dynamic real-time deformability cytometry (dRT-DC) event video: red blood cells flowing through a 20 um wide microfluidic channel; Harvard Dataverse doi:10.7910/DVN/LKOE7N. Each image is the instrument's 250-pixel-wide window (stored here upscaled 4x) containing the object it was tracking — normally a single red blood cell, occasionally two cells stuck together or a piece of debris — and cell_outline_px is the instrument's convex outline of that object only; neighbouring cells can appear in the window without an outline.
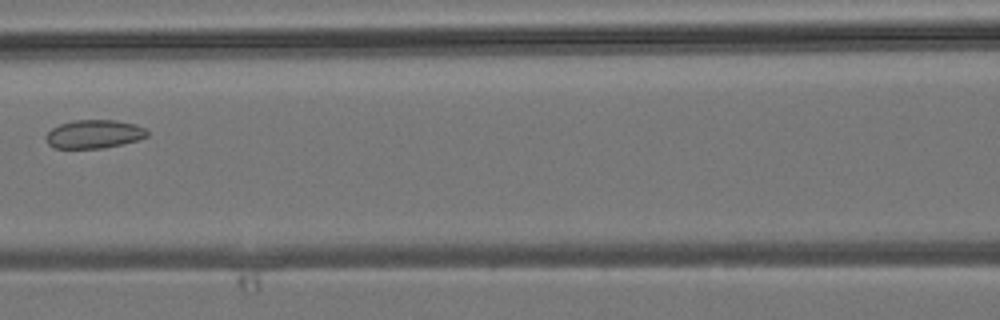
{"species": "common noctule bat (a hibernating species)", "species_latin": "Nyctalus noctula", "temperature_condition": "room temperature", "stored_images_in_passage": 5, "camera_frame_rate_fps": 3000, "um_per_image_px": 0.085, "animal": {"sex": "male", "body_mass_g": 19.2, "forearm_length_mm": 51.8}, "frame": {"image": 1, "passage_image": 4, "time_ms": 3.667, "image_size_px": [1000, 320], "cell_outline_px": [[148, 136], [136, 140], [104, 148], [52, 148], [48, 144], [44, 136], [52, 128], [60, 124], [72, 120], [116, 120], [136, 124], [144, 128], [148, 132]], "centroid_in_image_um": [7.96, 11.39], "position_along_channel_um": 158.6, "area_um2": 16.82}}
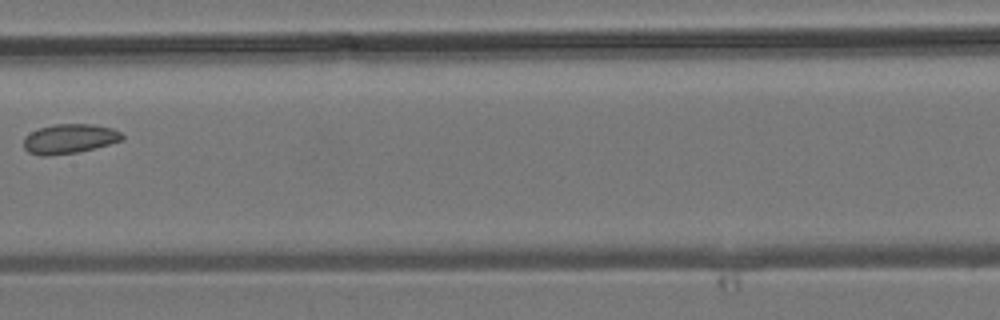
{"frame": {"image": 2, "passage_image": 5, "time_ms": 4.667, "image_size_px": [1000, 320], "cell_outline_px": [[124, 140], [76, 152], [48, 156], [40, 156], [28, 152], [24, 148], [24, 136], [40, 128], [56, 124], [92, 124], [112, 128], [120, 132], [124, 136]], "centroid_in_image_um": [5.89, 11.8], "position_along_channel_um": 201.5, "area_um2": 16.82}}